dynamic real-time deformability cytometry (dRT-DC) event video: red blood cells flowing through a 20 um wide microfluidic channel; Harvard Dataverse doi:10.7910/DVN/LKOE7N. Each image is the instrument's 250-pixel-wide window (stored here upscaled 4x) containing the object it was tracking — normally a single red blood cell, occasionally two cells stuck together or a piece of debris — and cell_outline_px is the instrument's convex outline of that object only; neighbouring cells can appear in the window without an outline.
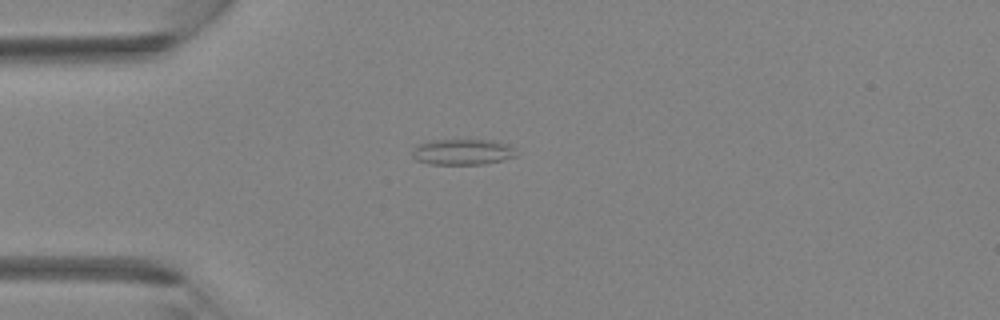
{"species": "Egyptian fruit bat (a non-hibernating species)", "species_latin": "Rousettus aegyptiacus", "temperature_condition": "room temperature", "stored_images_in_passage": 4, "camera_frame_rate_fps": 3000, "um_per_image_px": 0.085, "animal": {"sex": "female"}, "frame": {"image": 1, "passage_image": 4, "time_ms": 1.0, "image_size_px": [1000, 320], "cell_outline_px": [[516, 156], [504, 160], [484, 164], [428, 164], [416, 160], [412, 156], [412, 152], [420, 144], [432, 140], [492, 140], [508, 144], [512, 148]], "centroid_in_image_um": [39.32, 12.92], "position_along_channel_um": 45.7, "area_um2": 15.49}}